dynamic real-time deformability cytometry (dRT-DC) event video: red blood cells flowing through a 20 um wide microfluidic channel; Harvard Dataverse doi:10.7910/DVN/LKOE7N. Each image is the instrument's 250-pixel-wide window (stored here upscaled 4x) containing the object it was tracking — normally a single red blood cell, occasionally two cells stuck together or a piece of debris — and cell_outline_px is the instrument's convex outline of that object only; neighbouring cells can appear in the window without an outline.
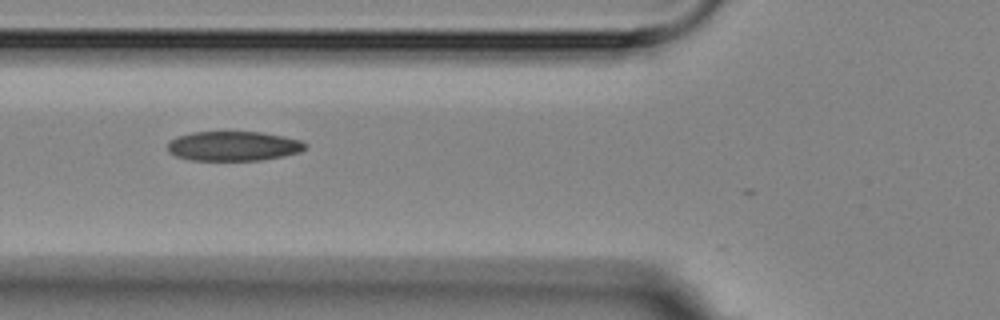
{"species": "Egyptian fruit bat (a non-hibernating species)", "species_latin": "Rousettus aegyptiacus", "temperature_condition": "room temperature", "stored_images_in_passage": 3, "camera_frame_rate_fps": 3000, "um_per_image_px": 0.085, "animal": {"sex": "female"}, "frame": {"image": 1, "passage_image": 2, "time_ms": 1.0, "image_size_px": [1000, 320], "cell_outline_px": [[308, 148], [300, 152], [284, 156], [260, 160], [192, 160], [176, 156], [168, 152], [168, 144], [176, 136], [192, 132], [260, 132], [284, 136], [300, 140], [308, 144]], "centroid_in_image_um": [19.88, 12.41], "position_along_channel_um": 105.9, "area_um2": 23.81}}